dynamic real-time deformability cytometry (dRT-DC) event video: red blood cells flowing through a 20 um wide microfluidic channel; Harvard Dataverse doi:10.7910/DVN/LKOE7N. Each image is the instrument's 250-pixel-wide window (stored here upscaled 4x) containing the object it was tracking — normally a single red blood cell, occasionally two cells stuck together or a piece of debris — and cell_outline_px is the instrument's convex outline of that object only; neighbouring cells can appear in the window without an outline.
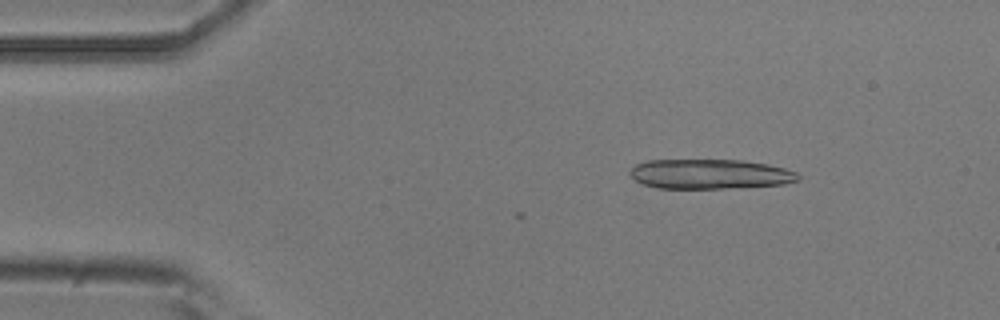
{"species": "common noctule bat (a hibernating species)", "species_latin": "Nyctalus noctula", "temperature_condition": "room temperature", "stored_images_in_passage": 4, "camera_frame_rate_fps": 3000, "um_per_image_px": 0.085, "animal": {"sex": "male", "body_mass_g": 20.5, "forearm_length_mm": 52.5}, "frame": {"image": 1, "passage_image": 2, "time_ms": 0.333, "image_size_px": [1000, 320], "cell_outline_px": [[800, 180], [784, 184], [724, 188], [656, 188], [644, 184], [636, 180], [628, 172], [636, 164], [648, 160], [744, 160], [768, 164], [784, 168], [796, 172], [800, 176]], "centroid_in_image_um": [60.36, 14.79], "position_along_channel_um": 24.6, "area_um2": 29.07}}